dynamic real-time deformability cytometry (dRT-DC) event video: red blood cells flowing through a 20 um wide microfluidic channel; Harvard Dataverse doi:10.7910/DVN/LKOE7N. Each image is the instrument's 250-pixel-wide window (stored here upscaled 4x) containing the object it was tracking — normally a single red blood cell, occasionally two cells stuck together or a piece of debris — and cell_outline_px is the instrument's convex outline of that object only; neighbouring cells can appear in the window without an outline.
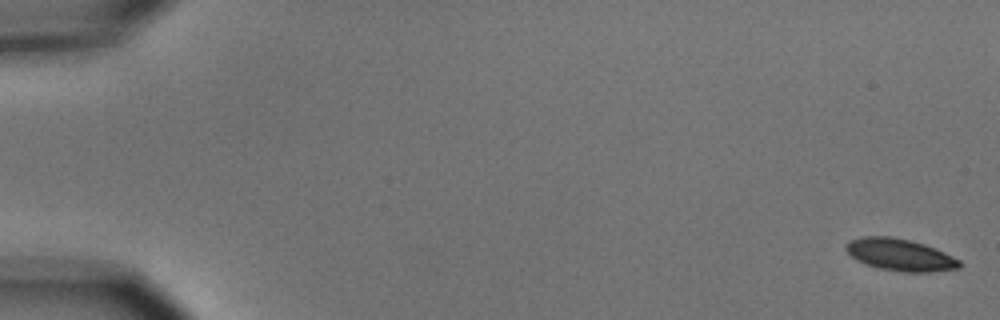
{"species": "common noctule bat (a hibernating species)", "species_latin": "Nyctalus noctula", "temperature_condition": "cold", "stored_images_in_passage": 7, "camera_frame_rate_fps": 3000, "um_per_image_px": 0.085, "animal": {"sex": "male", "body_mass_g": 15.6}, "frame": {"image": 1, "passage_image": 1, "time_ms": 0.0, "image_size_px": [1000, 320], "cell_outline_px": [[960, 268], [932, 272], [900, 272], [880, 268], [864, 264], [856, 260], [844, 248], [844, 244], [848, 240], [864, 236], [892, 236], [924, 244], [944, 252], [960, 260]], "centroid_in_image_um": [76.47, 21.66], "position_along_channel_um": 8.5, "area_um2": 21.27}}